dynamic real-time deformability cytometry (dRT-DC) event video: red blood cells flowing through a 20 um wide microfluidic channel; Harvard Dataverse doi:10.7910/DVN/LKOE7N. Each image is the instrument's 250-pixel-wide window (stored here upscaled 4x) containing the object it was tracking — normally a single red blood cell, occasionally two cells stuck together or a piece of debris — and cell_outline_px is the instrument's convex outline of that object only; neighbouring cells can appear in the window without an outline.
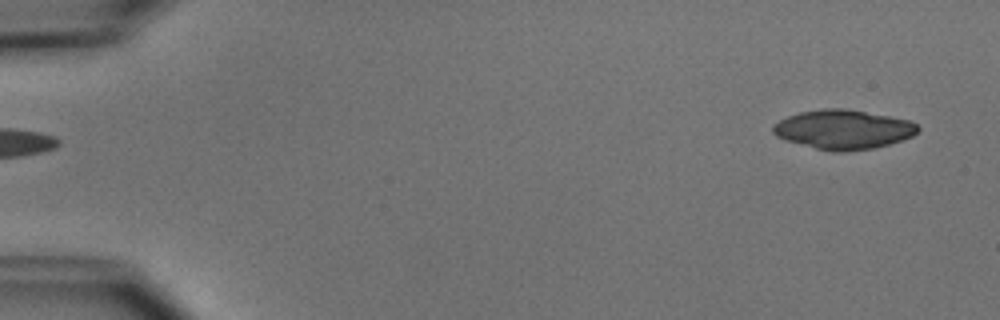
{"species": "common noctule bat (a hibernating species)", "species_latin": "Nyctalus noctula", "temperature_condition": "cold", "stored_images_in_passage": 5, "segment_of_instrument_passage": [2, 2], "camera_frame_rate_fps": 3000, "um_per_image_px": 0.085, "animal": {"sex": "male", "body_mass_g": 15.6}, "frame": {"image": 1, "passage_image": 5, "time_ms": 5.667, "image_size_px": [1000, 320], "cell_outline_px": [[920, 128], [912, 136], [888, 144], [872, 148], [844, 152], [832, 152], [784, 140], [776, 136], [772, 132], [772, 124], [788, 116], [800, 112], [824, 108], [840, 108], [888, 116], [908, 120], [916, 124]], "centroid_in_image_um": [71.62, 11.01], "position_along_channel_um": 13.4, "area_um2": 32.89}}